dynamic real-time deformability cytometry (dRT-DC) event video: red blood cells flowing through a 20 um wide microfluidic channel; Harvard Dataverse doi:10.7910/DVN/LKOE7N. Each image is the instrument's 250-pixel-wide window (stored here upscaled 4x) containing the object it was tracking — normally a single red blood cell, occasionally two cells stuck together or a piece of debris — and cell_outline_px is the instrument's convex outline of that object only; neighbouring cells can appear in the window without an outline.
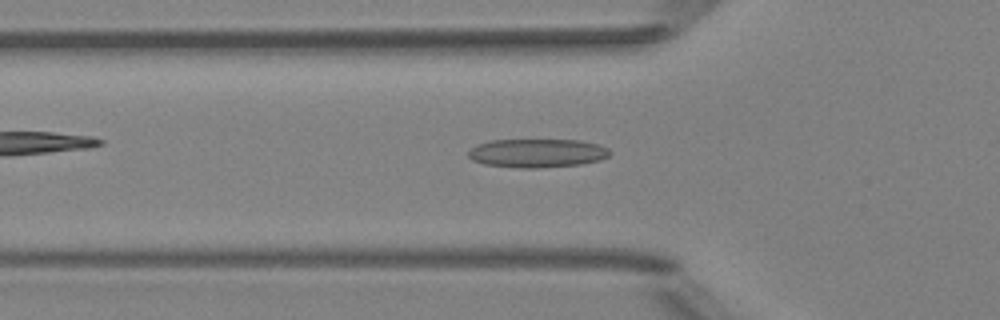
{"species": "Egyptian fruit bat (a non-hibernating species)", "species_latin": "Rousettus aegyptiacus", "temperature_condition": "room temperature", "stored_images_in_passage": 50, "camera_frame_rate_fps": 3000, "um_per_image_px": 0.085, "animal": {"sex": "female"}, "frame": {"image": 1, "passage_image": 17, "time_ms": 5.333, "image_size_px": [1000, 320], "cell_outline_px": [[612, 152], [608, 156], [600, 160], [580, 164], [536, 168], [520, 168], [484, 164], [472, 160], [468, 156], [468, 152], [476, 144], [492, 140], [580, 140], [600, 144], [608, 148]], "centroid_in_image_um": [45.67, 13.01], "position_along_channel_um": 80.1, "area_um2": 23.7}}
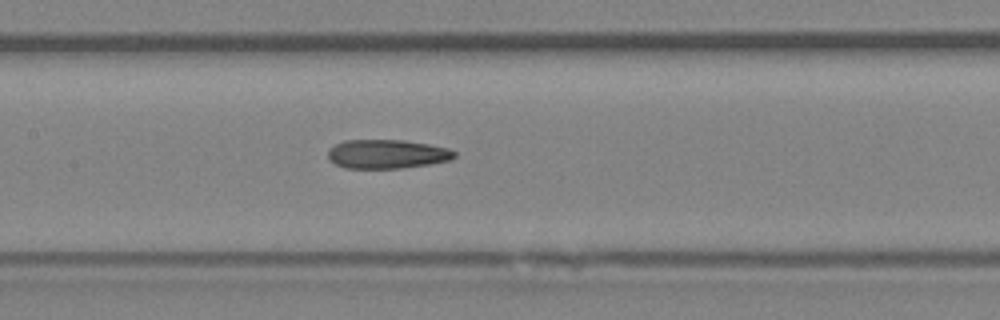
{"frame": {"image": 2, "passage_image": 24, "time_ms": 7.667, "image_size_px": [1000, 320], "cell_outline_px": [[456, 156], [452, 160], [428, 164], [400, 168], [344, 168], [328, 160], [328, 148], [344, 140], [404, 140], [428, 144], [448, 148], [456, 152]], "centroid_in_image_um": [32.88, 13.09], "position_along_channel_um": 174.5, "area_um2": 21.44}}
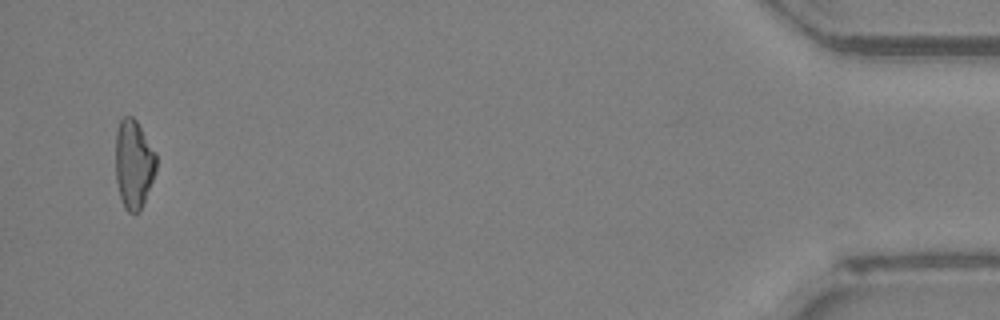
{"frame": {"image": 3, "passage_image": 49, "time_ms": 16.0, "image_size_px": [1000, 320], "cell_outline_px": [[156, 168], [152, 180], [144, 200], [140, 208], [136, 212], [128, 212], [124, 208], [120, 196], [116, 180], [116, 132], [120, 120], [124, 116], [132, 116], [136, 120], [156, 152]], "centroid_in_image_um": [11.35, 13.9], "position_along_channel_um": 423.8, "area_um2": 20.75}}